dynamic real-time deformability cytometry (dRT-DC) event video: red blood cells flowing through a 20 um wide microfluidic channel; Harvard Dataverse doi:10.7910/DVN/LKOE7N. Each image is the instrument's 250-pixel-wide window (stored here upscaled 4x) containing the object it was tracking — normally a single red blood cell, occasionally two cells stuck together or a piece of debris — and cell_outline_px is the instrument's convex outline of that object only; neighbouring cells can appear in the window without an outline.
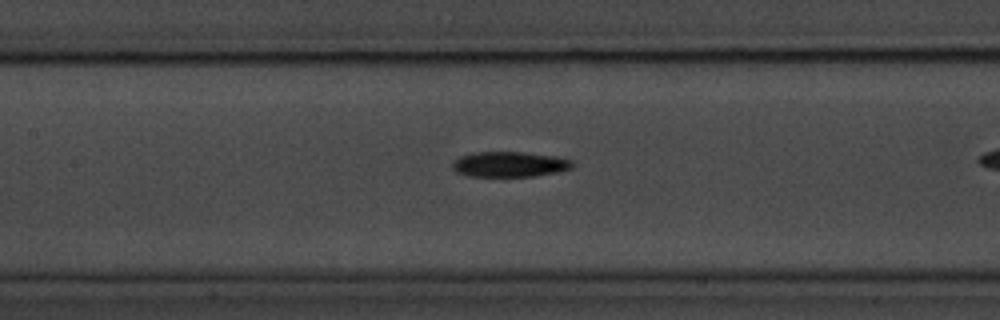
{"species": "common noctule bat (a hibernating species)", "species_latin": "Nyctalus noctula", "temperature_condition": "room temperature", "stored_images_in_passage": 33, "camera_frame_rate_fps": 3000, "um_per_image_px": 0.085, "animal": {"sex": "male", "body_mass_g": 20.1, "forearm_length_mm": 53.5}, "frame": {"image": 1, "passage_image": 15, "time_ms": 4.667, "image_size_px": [1000, 320], "cell_outline_px": [[572, 168], [556, 172], [532, 176], [472, 176], [456, 172], [452, 168], [452, 164], [460, 156], [476, 152], [524, 152], [556, 156], [572, 160]], "centroid_in_image_um": [43.31, 13.96], "position_along_channel_um": 164.1, "area_um2": 17.51}}